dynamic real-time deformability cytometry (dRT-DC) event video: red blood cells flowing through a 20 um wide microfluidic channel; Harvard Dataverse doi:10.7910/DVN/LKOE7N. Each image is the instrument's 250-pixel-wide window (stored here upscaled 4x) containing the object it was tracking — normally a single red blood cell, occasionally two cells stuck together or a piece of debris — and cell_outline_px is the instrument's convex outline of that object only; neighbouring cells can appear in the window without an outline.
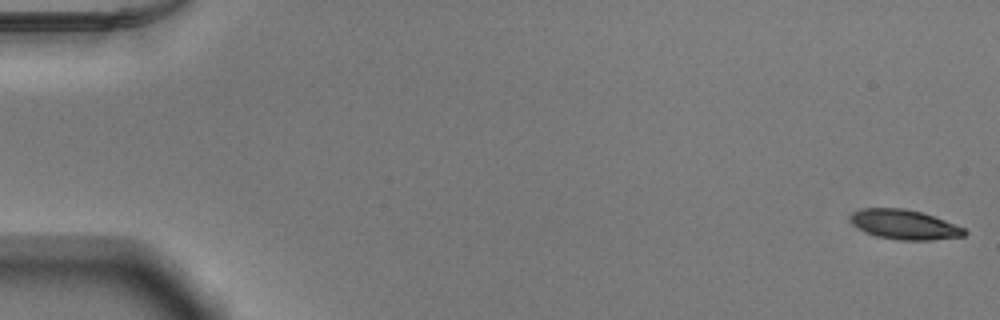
{"species": "Egyptian fruit bat (a non-hibernating species)", "species_latin": "Rousettus aegyptiacus", "temperature_condition": "warm", "stored_images_in_passage": 52, "camera_frame_rate_fps": 3000, "um_per_image_px": 0.085, "animal": {"sex": "male"}, "frame": {"image": 1, "passage_image": 1, "time_ms": 0.0, "image_size_px": [1000, 320], "cell_outline_px": [[968, 232], [964, 236], [932, 240], [896, 240], [876, 236], [864, 232], [852, 224], [852, 212], [864, 208], [904, 208], [920, 212], [944, 220], [964, 228]], "centroid_in_image_um": [76.87, 19.1], "position_along_channel_um": 8.1, "area_um2": 19.59}}
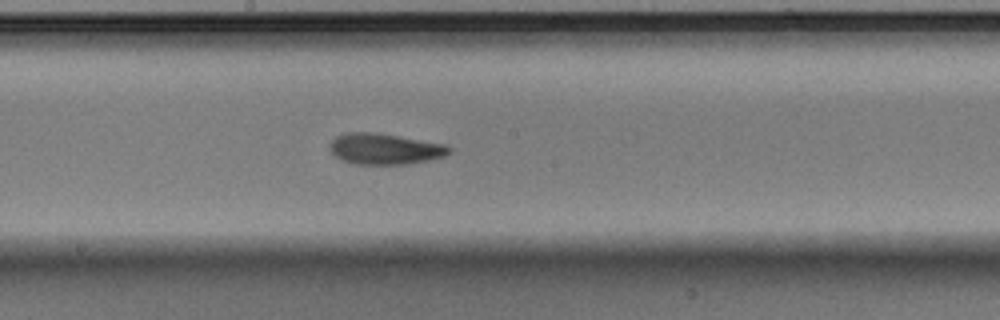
{"frame": {"image": 2, "passage_image": 29, "time_ms": 9.333, "image_size_px": [1000, 320], "cell_outline_px": [[452, 152], [444, 156], [428, 160], [408, 164], [356, 164], [340, 160], [328, 148], [328, 144], [336, 136], [344, 132], [372, 132], [444, 144], [452, 148]], "centroid_in_image_um": [32.66, 12.66], "position_along_channel_um": 215.5, "area_um2": 21.5}}
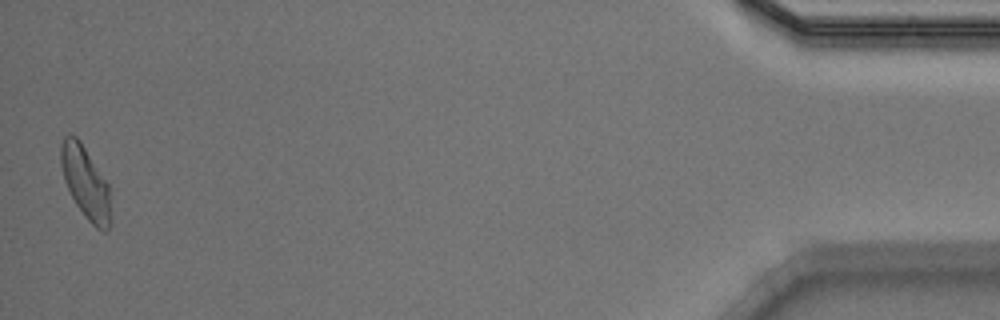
{"frame": {"image": 3, "passage_image": 52, "time_ms": 17.0, "image_size_px": [1000, 320], "cell_outline_px": [[112, 224], [104, 232], [96, 228], [84, 216], [76, 204], [64, 180], [60, 164], [60, 144], [64, 136], [68, 132], [76, 136], [80, 140], [108, 184], [112, 220]], "centroid_in_image_um": [7.27, 15.52], "position_along_channel_um": 427.9, "area_um2": 21.21}, "authors_computed_cell_mechanics": {"area_um2": 20.6924, "velocity_mm_per_s": 3.8945, "shape_relaxation_time_tau1_ms": 2.7374, "shape_relaxation_time_tau2_ms": 1.5673, "deformation_change_tau1": 0.143, "deformation_change_tau2": 0.0813}}